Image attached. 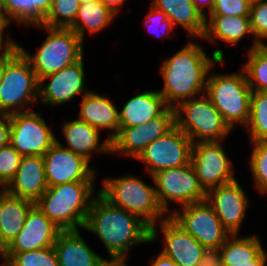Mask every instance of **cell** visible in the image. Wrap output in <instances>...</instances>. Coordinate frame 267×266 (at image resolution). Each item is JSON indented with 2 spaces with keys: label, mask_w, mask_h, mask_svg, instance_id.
Returning a JSON list of instances; mask_svg holds the SVG:
<instances>
[{
  "label": "cell",
  "mask_w": 267,
  "mask_h": 266,
  "mask_svg": "<svg viewBox=\"0 0 267 266\" xmlns=\"http://www.w3.org/2000/svg\"><path fill=\"white\" fill-rule=\"evenodd\" d=\"M84 68L82 57L78 62L41 78L38 100H41L42 105L55 106L70 102L76 95L88 93L90 90L86 89ZM47 79L50 80L49 83L43 85Z\"/></svg>",
  "instance_id": "16"
},
{
  "label": "cell",
  "mask_w": 267,
  "mask_h": 266,
  "mask_svg": "<svg viewBox=\"0 0 267 266\" xmlns=\"http://www.w3.org/2000/svg\"><path fill=\"white\" fill-rule=\"evenodd\" d=\"M248 34L252 36L250 16L207 15L201 39L212 44L219 39L235 46Z\"/></svg>",
  "instance_id": "26"
},
{
  "label": "cell",
  "mask_w": 267,
  "mask_h": 266,
  "mask_svg": "<svg viewBox=\"0 0 267 266\" xmlns=\"http://www.w3.org/2000/svg\"><path fill=\"white\" fill-rule=\"evenodd\" d=\"M261 243L255 234L247 237L231 234L220 247L222 265L252 264V260L264 251Z\"/></svg>",
  "instance_id": "29"
},
{
  "label": "cell",
  "mask_w": 267,
  "mask_h": 266,
  "mask_svg": "<svg viewBox=\"0 0 267 266\" xmlns=\"http://www.w3.org/2000/svg\"><path fill=\"white\" fill-rule=\"evenodd\" d=\"M250 28L253 44L250 49L267 45V0H260L250 7Z\"/></svg>",
  "instance_id": "35"
},
{
  "label": "cell",
  "mask_w": 267,
  "mask_h": 266,
  "mask_svg": "<svg viewBox=\"0 0 267 266\" xmlns=\"http://www.w3.org/2000/svg\"><path fill=\"white\" fill-rule=\"evenodd\" d=\"M191 1L195 5V7L201 12V14L205 17L207 16V14L209 15L213 10L214 0H191ZM206 11H208V13Z\"/></svg>",
  "instance_id": "43"
},
{
  "label": "cell",
  "mask_w": 267,
  "mask_h": 266,
  "mask_svg": "<svg viewBox=\"0 0 267 266\" xmlns=\"http://www.w3.org/2000/svg\"><path fill=\"white\" fill-rule=\"evenodd\" d=\"M48 187L69 182H95L96 170L90 161L56 142L42 156Z\"/></svg>",
  "instance_id": "14"
},
{
  "label": "cell",
  "mask_w": 267,
  "mask_h": 266,
  "mask_svg": "<svg viewBox=\"0 0 267 266\" xmlns=\"http://www.w3.org/2000/svg\"><path fill=\"white\" fill-rule=\"evenodd\" d=\"M175 126V111L169 107L161 116L146 124L119 127V133L111 140V153H120L136 159L145 147L165 135Z\"/></svg>",
  "instance_id": "15"
},
{
  "label": "cell",
  "mask_w": 267,
  "mask_h": 266,
  "mask_svg": "<svg viewBox=\"0 0 267 266\" xmlns=\"http://www.w3.org/2000/svg\"><path fill=\"white\" fill-rule=\"evenodd\" d=\"M95 182H69L48 187L35 202L61 231L84 228Z\"/></svg>",
  "instance_id": "3"
},
{
  "label": "cell",
  "mask_w": 267,
  "mask_h": 266,
  "mask_svg": "<svg viewBox=\"0 0 267 266\" xmlns=\"http://www.w3.org/2000/svg\"><path fill=\"white\" fill-rule=\"evenodd\" d=\"M35 202L7 194L0 209V253L20 233Z\"/></svg>",
  "instance_id": "27"
},
{
  "label": "cell",
  "mask_w": 267,
  "mask_h": 266,
  "mask_svg": "<svg viewBox=\"0 0 267 266\" xmlns=\"http://www.w3.org/2000/svg\"><path fill=\"white\" fill-rule=\"evenodd\" d=\"M116 16L99 0L87 2L80 5L75 21L69 29H72L84 42L87 32L93 35L102 31L112 24Z\"/></svg>",
  "instance_id": "28"
},
{
  "label": "cell",
  "mask_w": 267,
  "mask_h": 266,
  "mask_svg": "<svg viewBox=\"0 0 267 266\" xmlns=\"http://www.w3.org/2000/svg\"><path fill=\"white\" fill-rule=\"evenodd\" d=\"M53 248L59 266H102L107 261L89 247L79 230L61 231Z\"/></svg>",
  "instance_id": "21"
},
{
  "label": "cell",
  "mask_w": 267,
  "mask_h": 266,
  "mask_svg": "<svg viewBox=\"0 0 267 266\" xmlns=\"http://www.w3.org/2000/svg\"><path fill=\"white\" fill-rule=\"evenodd\" d=\"M267 252L265 250L252 260V264H230V266H267Z\"/></svg>",
  "instance_id": "46"
},
{
  "label": "cell",
  "mask_w": 267,
  "mask_h": 266,
  "mask_svg": "<svg viewBox=\"0 0 267 266\" xmlns=\"http://www.w3.org/2000/svg\"><path fill=\"white\" fill-rule=\"evenodd\" d=\"M79 0H53L40 25L49 28H69L75 21Z\"/></svg>",
  "instance_id": "32"
},
{
  "label": "cell",
  "mask_w": 267,
  "mask_h": 266,
  "mask_svg": "<svg viewBox=\"0 0 267 266\" xmlns=\"http://www.w3.org/2000/svg\"><path fill=\"white\" fill-rule=\"evenodd\" d=\"M61 129L68 145L62 146L83 156L88 161L91 160L93 152L111 153V141L106 138L100 143V130L80 119L65 122Z\"/></svg>",
  "instance_id": "23"
},
{
  "label": "cell",
  "mask_w": 267,
  "mask_h": 266,
  "mask_svg": "<svg viewBox=\"0 0 267 266\" xmlns=\"http://www.w3.org/2000/svg\"><path fill=\"white\" fill-rule=\"evenodd\" d=\"M21 159L10 143L0 148V187H6L14 178Z\"/></svg>",
  "instance_id": "36"
},
{
  "label": "cell",
  "mask_w": 267,
  "mask_h": 266,
  "mask_svg": "<svg viewBox=\"0 0 267 266\" xmlns=\"http://www.w3.org/2000/svg\"><path fill=\"white\" fill-rule=\"evenodd\" d=\"M249 166L255 185L263 194L267 193V141L251 142Z\"/></svg>",
  "instance_id": "34"
},
{
  "label": "cell",
  "mask_w": 267,
  "mask_h": 266,
  "mask_svg": "<svg viewBox=\"0 0 267 266\" xmlns=\"http://www.w3.org/2000/svg\"><path fill=\"white\" fill-rule=\"evenodd\" d=\"M8 26V16L4 8L3 0H0V29L5 31Z\"/></svg>",
  "instance_id": "47"
},
{
  "label": "cell",
  "mask_w": 267,
  "mask_h": 266,
  "mask_svg": "<svg viewBox=\"0 0 267 266\" xmlns=\"http://www.w3.org/2000/svg\"><path fill=\"white\" fill-rule=\"evenodd\" d=\"M10 143V118L0 114V148Z\"/></svg>",
  "instance_id": "42"
},
{
  "label": "cell",
  "mask_w": 267,
  "mask_h": 266,
  "mask_svg": "<svg viewBox=\"0 0 267 266\" xmlns=\"http://www.w3.org/2000/svg\"><path fill=\"white\" fill-rule=\"evenodd\" d=\"M193 142L176 125L165 135L147 145L136 158L145 164L150 177L164 169L190 163Z\"/></svg>",
  "instance_id": "12"
},
{
  "label": "cell",
  "mask_w": 267,
  "mask_h": 266,
  "mask_svg": "<svg viewBox=\"0 0 267 266\" xmlns=\"http://www.w3.org/2000/svg\"><path fill=\"white\" fill-rule=\"evenodd\" d=\"M8 16V24L15 20L18 24L32 26V0H3Z\"/></svg>",
  "instance_id": "37"
},
{
  "label": "cell",
  "mask_w": 267,
  "mask_h": 266,
  "mask_svg": "<svg viewBox=\"0 0 267 266\" xmlns=\"http://www.w3.org/2000/svg\"><path fill=\"white\" fill-rule=\"evenodd\" d=\"M151 266H177L170 257L166 256L162 252L151 259Z\"/></svg>",
  "instance_id": "44"
},
{
  "label": "cell",
  "mask_w": 267,
  "mask_h": 266,
  "mask_svg": "<svg viewBox=\"0 0 267 266\" xmlns=\"http://www.w3.org/2000/svg\"><path fill=\"white\" fill-rule=\"evenodd\" d=\"M127 261H114V266H128Z\"/></svg>",
  "instance_id": "51"
},
{
  "label": "cell",
  "mask_w": 267,
  "mask_h": 266,
  "mask_svg": "<svg viewBox=\"0 0 267 266\" xmlns=\"http://www.w3.org/2000/svg\"><path fill=\"white\" fill-rule=\"evenodd\" d=\"M94 1H98V0H79L80 5L86 4L87 2H94Z\"/></svg>",
  "instance_id": "54"
},
{
  "label": "cell",
  "mask_w": 267,
  "mask_h": 266,
  "mask_svg": "<svg viewBox=\"0 0 267 266\" xmlns=\"http://www.w3.org/2000/svg\"><path fill=\"white\" fill-rule=\"evenodd\" d=\"M60 232L61 230L34 205L28 212L20 233L0 254H16L53 247Z\"/></svg>",
  "instance_id": "18"
},
{
  "label": "cell",
  "mask_w": 267,
  "mask_h": 266,
  "mask_svg": "<svg viewBox=\"0 0 267 266\" xmlns=\"http://www.w3.org/2000/svg\"><path fill=\"white\" fill-rule=\"evenodd\" d=\"M248 60L242 65L252 92H267V45L248 49Z\"/></svg>",
  "instance_id": "30"
},
{
  "label": "cell",
  "mask_w": 267,
  "mask_h": 266,
  "mask_svg": "<svg viewBox=\"0 0 267 266\" xmlns=\"http://www.w3.org/2000/svg\"><path fill=\"white\" fill-rule=\"evenodd\" d=\"M8 194L6 187H0V209L2 205V199Z\"/></svg>",
  "instance_id": "50"
},
{
  "label": "cell",
  "mask_w": 267,
  "mask_h": 266,
  "mask_svg": "<svg viewBox=\"0 0 267 266\" xmlns=\"http://www.w3.org/2000/svg\"><path fill=\"white\" fill-rule=\"evenodd\" d=\"M246 196L237 179L211 188L206 193V202L213 208L230 234H239L249 208Z\"/></svg>",
  "instance_id": "17"
},
{
  "label": "cell",
  "mask_w": 267,
  "mask_h": 266,
  "mask_svg": "<svg viewBox=\"0 0 267 266\" xmlns=\"http://www.w3.org/2000/svg\"><path fill=\"white\" fill-rule=\"evenodd\" d=\"M9 266H59L53 247L16 254H0Z\"/></svg>",
  "instance_id": "33"
},
{
  "label": "cell",
  "mask_w": 267,
  "mask_h": 266,
  "mask_svg": "<svg viewBox=\"0 0 267 266\" xmlns=\"http://www.w3.org/2000/svg\"><path fill=\"white\" fill-rule=\"evenodd\" d=\"M39 80L30 61L15 42L4 53V72L0 84V114L31 111L38 103Z\"/></svg>",
  "instance_id": "5"
},
{
  "label": "cell",
  "mask_w": 267,
  "mask_h": 266,
  "mask_svg": "<svg viewBox=\"0 0 267 266\" xmlns=\"http://www.w3.org/2000/svg\"><path fill=\"white\" fill-rule=\"evenodd\" d=\"M252 90L246 74L239 73L208 74L205 95L221 114L224 122L232 130L235 124L247 125L250 116Z\"/></svg>",
  "instance_id": "6"
},
{
  "label": "cell",
  "mask_w": 267,
  "mask_h": 266,
  "mask_svg": "<svg viewBox=\"0 0 267 266\" xmlns=\"http://www.w3.org/2000/svg\"><path fill=\"white\" fill-rule=\"evenodd\" d=\"M42 156H23L14 178L6 186L8 194L36 202L47 190Z\"/></svg>",
  "instance_id": "20"
},
{
  "label": "cell",
  "mask_w": 267,
  "mask_h": 266,
  "mask_svg": "<svg viewBox=\"0 0 267 266\" xmlns=\"http://www.w3.org/2000/svg\"><path fill=\"white\" fill-rule=\"evenodd\" d=\"M10 118V144L23 156H43L56 142L45 118L34 110L13 113Z\"/></svg>",
  "instance_id": "11"
},
{
  "label": "cell",
  "mask_w": 267,
  "mask_h": 266,
  "mask_svg": "<svg viewBox=\"0 0 267 266\" xmlns=\"http://www.w3.org/2000/svg\"><path fill=\"white\" fill-rule=\"evenodd\" d=\"M169 216L206 249L220 248L231 235L206 201L181 206Z\"/></svg>",
  "instance_id": "10"
},
{
  "label": "cell",
  "mask_w": 267,
  "mask_h": 266,
  "mask_svg": "<svg viewBox=\"0 0 267 266\" xmlns=\"http://www.w3.org/2000/svg\"><path fill=\"white\" fill-rule=\"evenodd\" d=\"M101 1L107 8H109L114 14H118L121 11V7L124 2L127 0H99Z\"/></svg>",
  "instance_id": "45"
},
{
  "label": "cell",
  "mask_w": 267,
  "mask_h": 266,
  "mask_svg": "<svg viewBox=\"0 0 267 266\" xmlns=\"http://www.w3.org/2000/svg\"><path fill=\"white\" fill-rule=\"evenodd\" d=\"M174 111L175 125L193 143L222 142L232 131L205 94L179 103Z\"/></svg>",
  "instance_id": "8"
},
{
  "label": "cell",
  "mask_w": 267,
  "mask_h": 266,
  "mask_svg": "<svg viewBox=\"0 0 267 266\" xmlns=\"http://www.w3.org/2000/svg\"><path fill=\"white\" fill-rule=\"evenodd\" d=\"M211 57L191 40L173 56L164 59L160 67L164 86L158 92L169 107L175 108L185 100L205 94L208 74L216 64L223 62L224 53L217 49Z\"/></svg>",
  "instance_id": "2"
},
{
  "label": "cell",
  "mask_w": 267,
  "mask_h": 266,
  "mask_svg": "<svg viewBox=\"0 0 267 266\" xmlns=\"http://www.w3.org/2000/svg\"><path fill=\"white\" fill-rule=\"evenodd\" d=\"M102 266H114V260H107Z\"/></svg>",
  "instance_id": "52"
},
{
  "label": "cell",
  "mask_w": 267,
  "mask_h": 266,
  "mask_svg": "<svg viewBox=\"0 0 267 266\" xmlns=\"http://www.w3.org/2000/svg\"><path fill=\"white\" fill-rule=\"evenodd\" d=\"M245 128L251 142L267 141V92H252L250 116Z\"/></svg>",
  "instance_id": "31"
},
{
  "label": "cell",
  "mask_w": 267,
  "mask_h": 266,
  "mask_svg": "<svg viewBox=\"0 0 267 266\" xmlns=\"http://www.w3.org/2000/svg\"><path fill=\"white\" fill-rule=\"evenodd\" d=\"M53 0H32V26L40 25L48 14Z\"/></svg>",
  "instance_id": "40"
},
{
  "label": "cell",
  "mask_w": 267,
  "mask_h": 266,
  "mask_svg": "<svg viewBox=\"0 0 267 266\" xmlns=\"http://www.w3.org/2000/svg\"><path fill=\"white\" fill-rule=\"evenodd\" d=\"M34 27L44 28L49 33L37 51L31 55L20 45L17 44V47L30 61L38 80L78 62L84 56L85 42L72 29L49 28L42 25Z\"/></svg>",
  "instance_id": "7"
},
{
  "label": "cell",
  "mask_w": 267,
  "mask_h": 266,
  "mask_svg": "<svg viewBox=\"0 0 267 266\" xmlns=\"http://www.w3.org/2000/svg\"><path fill=\"white\" fill-rule=\"evenodd\" d=\"M103 242L109 260L126 261L128 251L151 242V227L137 215L115 206L98 191L91 201L84 228Z\"/></svg>",
  "instance_id": "1"
},
{
  "label": "cell",
  "mask_w": 267,
  "mask_h": 266,
  "mask_svg": "<svg viewBox=\"0 0 267 266\" xmlns=\"http://www.w3.org/2000/svg\"><path fill=\"white\" fill-rule=\"evenodd\" d=\"M169 106L158 90H149L133 96L119 112L120 127L140 126L161 116Z\"/></svg>",
  "instance_id": "24"
},
{
  "label": "cell",
  "mask_w": 267,
  "mask_h": 266,
  "mask_svg": "<svg viewBox=\"0 0 267 266\" xmlns=\"http://www.w3.org/2000/svg\"><path fill=\"white\" fill-rule=\"evenodd\" d=\"M98 192L115 206L137 215L151 227V243L158 237L157 223L168 215L160 207L155 186L141 178L127 175L119 178H105Z\"/></svg>",
  "instance_id": "4"
},
{
  "label": "cell",
  "mask_w": 267,
  "mask_h": 266,
  "mask_svg": "<svg viewBox=\"0 0 267 266\" xmlns=\"http://www.w3.org/2000/svg\"><path fill=\"white\" fill-rule=\"evenodd\" d=\"M4 72V54L0 57V84L2 83Z\"/></svg>",
  "instance_id": "49"
},
{
  "label": "cell",
  "mask_w": 267,
  "mask_h": 266,
  "mask_svg": "<svg viewBox=\"0 0 267 266\" xmlns=\"http://www.w3.org/2000/svg\"><path fill=\"white\" fill-rule=\"evenodd\" d=\"M250 7L243 0H214L213 10L209 15L250 16Z\"/></svg>",
  "instance_id": "39"
},
{
  "label": "cell",
  "mask_w": 267,
  "mask_h": 266,
  "mask_svg": "<svg viewBox=\"0 0 267 266\" xmlns=\"http://www.w3.org/2000/svg\"><path fill=\"white\" fill-rule=\"evenodd\" d=\"M198 266H223L220 248L206 249Z\"/></svg>",
  "instance_id": "41"
},
{
  "label": "cell",
  "mask_w": 267,
  "mask_h": 266,
  "mask_svg": "<svg viewBox=\"0 0 267 266\" xmlns=\"http://www.w3.org/2000/svg\"><path fill=\"white\" fill-rule=\"evenodd\" d=\"M4 38L0 37V57L15 43V40L9 36L6 37V40Z\"/></svg>",
  "instance_id": "48"
},
{
  "label": "cell",
  "mask_w": 267,
  "mask_h": 266,
  "mask_svg": "<svg viewBox=\"0 0 267 266\" xmlns=\"http://www.w3.org/2000/svg\"><path fill=\"white\" fill-rule=\"evenodd\" d=\"M3 32L4 31L0 29V37H4Z\"/></svg>",
  "instance_id": "56"
},
{
  "label": "cell",
  "mask_w": 267,
  "mask_h": 266,
  "mask_svg": "<svg viewBox=\"0 0 267 266\" xmlns=\"http://www.w3.org/2000/svg\"><path fill=\"white\" fill-rule=\"evenodd\" d=\"M151 5L163 11L174 27L180 25L194 40H201L205 31L206 17L191 0H151Z\"/></svg>",
  "instance_id": "25"
},
{
  "label": "cell",
  "mask_w": 267,
  "mask_h": 266,
  "mask_svg": "<svg viewBox=\"0 0 267 266\" xmlns=\"http://www.w3.org/2000/svg\"><path fill=\"white\" fill-rule=\"evenodd\" d=\"M243 1L247 2L249 5H254L257 2H259L260 0H243Z\"/></svg>",
  "instance_id": "53"
},
{
  "label": "cell",
  "mask_w": 267,
  "mask_h": 266,
  "mask_svg": "<svg viewBox=\"0 0 267 266\" xmlns=\"http://www.w3.org/2000/svg\"><path fill=\"white\" fill-rule=\"evenodd\" d=\"M190 162L206 192L236 180L232 161L226 155L221 141L193 143Z\"/></svg>",
  "instance_id": "13"
},
{
  "label": "cell",
  "mask_w": 267,
  "mask_h": 266,
  "mask_svg": "<svg viewBox=\"0 0 267 266\" xmlns=\"http://www.w3.org/2000/svg\"><path fill=\"white\" fill-rule=\"evenodd\" d=\"M4 262V263H3ZM2 263V264H1ZM0 263V266H9L5 261L2 260V262Z\"/></svg>",
  "instance_id": "55"
},
{
  "label": "cell",
  "mask_w": 267,
  "mask_h": 266,
  "mask_svg": "<svg viewBox=\"0 0 267 266\" xmlns=\"http://www.w3.org/2000/svg\"><path fill=\"white\" fill-rule=\"evenodd\" d=\"M78 119L101 131L112 130L108 139L111 141L119 133V110L112 101L92 90L82 96Z\"/></svg>",
  "instance_id": "22"
},
{
  "label": "cell",
  "mask_w": 267,
  "mask_h": 266,
  "mask_svg": "<svg viewBox=\"0 0 267 266\" xmlns=\"http://www.w3.org/2000/svg\"><path fill=\"white\" fill-rule=\"evenodd\" d=\"M150 10L145 16V24L148 27L149 31L154 34L156 37H168L170 36V33L173 32V29L175 28L173 23L168 19L167 15L158 9H156L154 6L150 4ZM156 25V26H155ZM160 27H159V26ZM159 27L160 31H158L157 28ZM162 27V28H161ZM161 32V33H158Z\"/></svg>",
  "instance_id": "38"
},
{
  "label": "cell",
  "mask_w": 267,
  "mask_h": 266,
  "mask_svg": "<svg viewBox=\"0 0 267 266\" xmlns=\"http://www.w3.org/2000/svg\"><path fill=\"white\" fill-rule=\"evenodd\" d=\"M156 197L163 211L170 215L169 203L180 207L206 201V191L201 186L191 162L182 167L161 170L151 176ZM169 212V213H168Z\"/></svg>",
  "instance_id": "9"
},
{
  "label": "cell",
  "mask_w": 267,
  "mask_h": 266,
  "mask_svg": "<svg viewBox=\"0 0 267 266\" xmlns=\"http://www.w3.org/2000/svg\"><path fill=\"white\" fill-rule=\"evenodd\" d=\"M158 224L164 236L161 252L170 257L177 266H198L206 248L169 215Z\"/></svg>",
  "instance_id": "19"
}]
</instances>
